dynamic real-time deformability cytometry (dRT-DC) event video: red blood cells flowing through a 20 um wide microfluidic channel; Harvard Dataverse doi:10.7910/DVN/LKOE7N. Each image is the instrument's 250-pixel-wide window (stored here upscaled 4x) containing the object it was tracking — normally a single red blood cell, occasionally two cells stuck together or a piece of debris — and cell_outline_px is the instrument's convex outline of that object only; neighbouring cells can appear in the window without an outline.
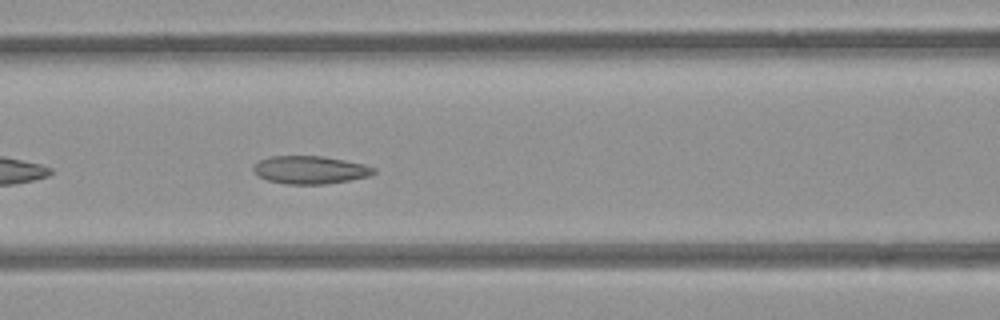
{"species": "common noctule bat (a hibernating species)", "species_latin": "Nyctalus noctula", "temperature_condition": "room temperature", "stored_images_in_passage": 40, "camera_frame_rate_fps": 3000, "um_per_image_px": 0.085, "animal": {"sex": "female", "body_mass_g": 21.9}, "frame": {"image": 1, "passage_image": 8, "time_ms": 2.333, "image_size_px": [1000, 320], "cell_outline_px": [[376, 172], [368, 176], [348, 180], [324, 184], [288, 184], [268, 180], [252, 172], [252, 168], [260, 160], [268, 156], [324, 156], [364, 164], [376, 168]], "centroid_in_image_um": [26.35, 14.43], "position_along_channel_um": 140.2, "area_um2": 19.48}}
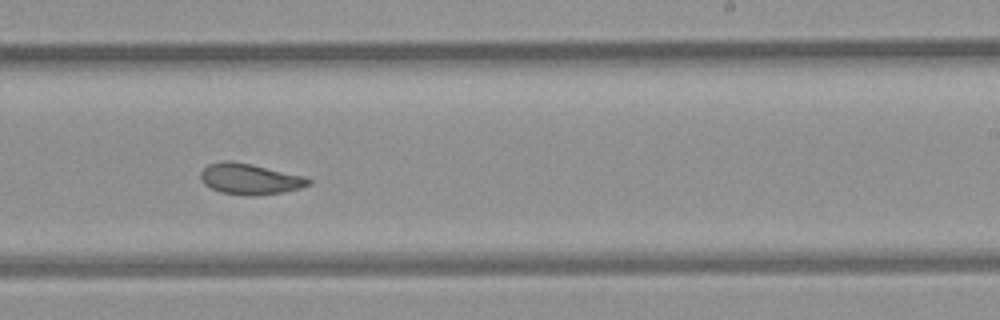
{"frame": {"image": 2, "passage_image": 18, "time_ms": 5.667, "image_size_px": [1000, 320], "cell_outline_px": [[312, 184], [300, 188], [284, 192], [252, 196], [248, 196], [220, 192], [204, 184], [200, 180], [200, 172], [208, 164], [220, 160], [232, 160], [252, 164], [304, 176], [312, 180]], "centroid_in_image_um": [21.22, 15.2], "position_along_channel_um": 267.8, "area_um2": 19.65}}
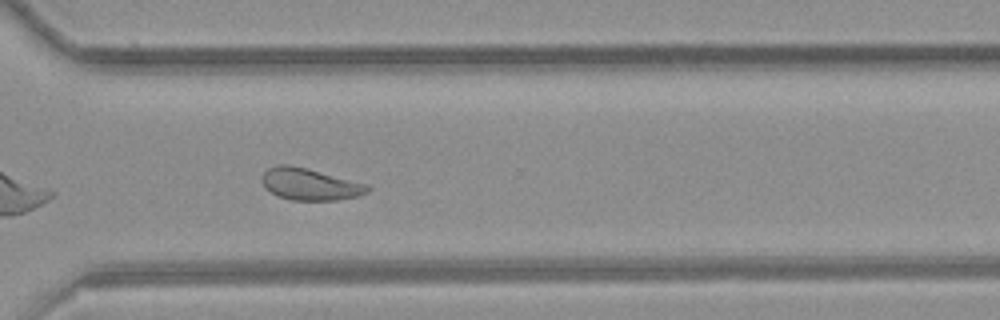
{"frame": {"image": 3, "passage_image": 24, "time_ms": 7.667, "image_size_px": [1000, 320], "cell_outline_px": [[372, 188], [368, 192], [356, 196], [340, 200], [292, 200], [276, 196], [264, 188], [260, 180], [260, 176], [268, 168], [276, 164], [288, 164], [308, 168], [368, 184]], "centroid_in_image_um": [26.3, 15.65], "position_along_channel_um": 344.3, "area_um2": 20.0}}